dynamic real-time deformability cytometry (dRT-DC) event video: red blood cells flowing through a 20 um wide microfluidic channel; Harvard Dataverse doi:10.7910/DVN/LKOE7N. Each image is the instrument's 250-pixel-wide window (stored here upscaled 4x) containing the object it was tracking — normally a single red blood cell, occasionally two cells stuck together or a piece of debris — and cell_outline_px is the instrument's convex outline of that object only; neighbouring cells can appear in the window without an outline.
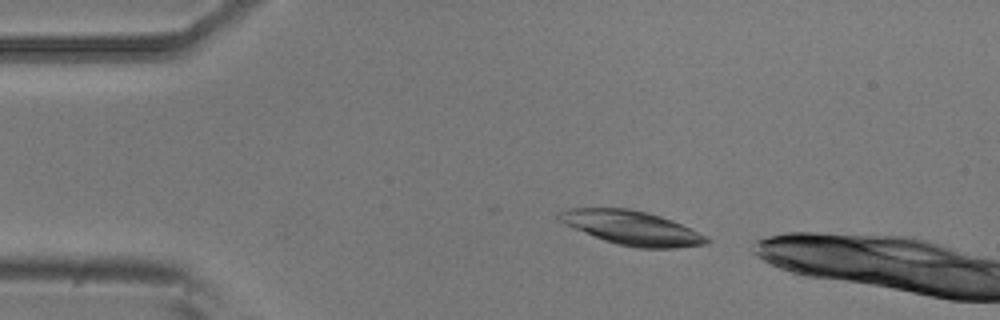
{"species": "common noctule bat (a hibernating species)", "species_latin": "Nyctalus noctula", "temperature_condition": "room temperature", "stored_images_in_passage": 3, "camera_frame_rate_fps": 3000, "um_per_image_px": 0.085, "animal": {"sex": "male", "body_mass_g": 20.5, "forearm_length_mm": 52.5}, "frame": {"image": 1, "passage_image": 1, "time_ms": 0.0, "image_size_px": [1000, 320], "cell_outline_px": [[712, 240], [708, 244], [676, 248], [636, 248], [616, 244], [604, 240], [572, 228], [556, 220], [556, 212], [568, 208], [628, 208], [660, 216], [672, 220], [708, 236]], "centroid_in_image_um": [53.68, 19.37], "position_along_channel_um": 31.3, "area_um2": 29.59}}